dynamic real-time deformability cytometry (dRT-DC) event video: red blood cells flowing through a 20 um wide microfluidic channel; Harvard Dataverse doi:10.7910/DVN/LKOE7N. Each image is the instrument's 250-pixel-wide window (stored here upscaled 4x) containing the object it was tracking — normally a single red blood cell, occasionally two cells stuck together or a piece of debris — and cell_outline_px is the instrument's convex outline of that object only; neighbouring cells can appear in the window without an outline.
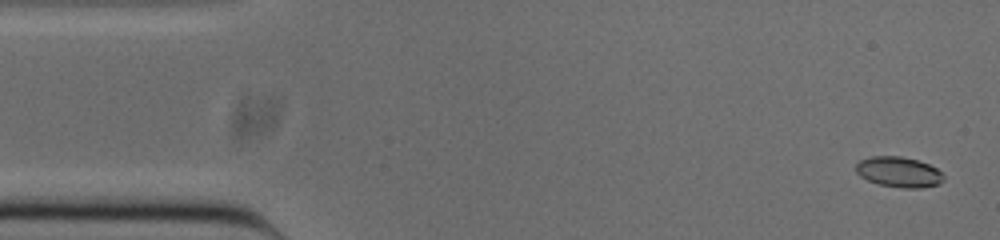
{"species": "common noctule bat (a hibernating species)", "species_latin": "Nyctalus noctula", "temperature_condition": "cold", "stored_images_in_passage": 52, "camera_frame_rate_fps": 3000, "um_per_image_px": 0.085, "animal": {"sex": "male", "body_mass_g": 20.0, "forearm_length_mm": 53.3}, "frame": {"image": 1, "passage_image": 2, "time_ms": 0.333, "image_size_px": [1000, 240], "cell_outline_px": [[944, 180], [940, 184], [920, 188], [904, 188], [880, 184], [868, 180], [860, 176], [856, 172], [856, 164], [860, 160], [872, 156], [900, 156], [916, 160], [928, 164], [936, 168], [944, 176]], "centroid_in_image_um": [76.4, 14.62], "position_along_channel_um": 8.6, "area_um2": 15.43}}
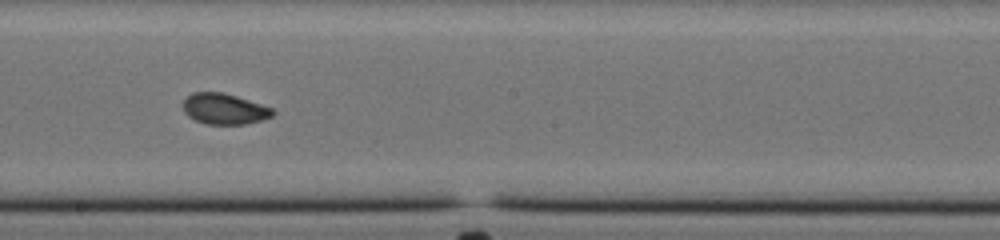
{"frame": {"image": 2, "passage_image": 28, "time_ms": 9.0, "image_size_px": [1000, 240], "cell_outline_px": [[276, 112], [272, 116], [260, 120], [244, 124], [208, 124], [196, 120], [188, 116], [184, 112], [184, 100], [192, 92], [224, 92], [272, 108]], "centroid_in_image_um": [19.06, 9.25], "position_along_channel_um": 229.1, "area_um2": 15.9}}
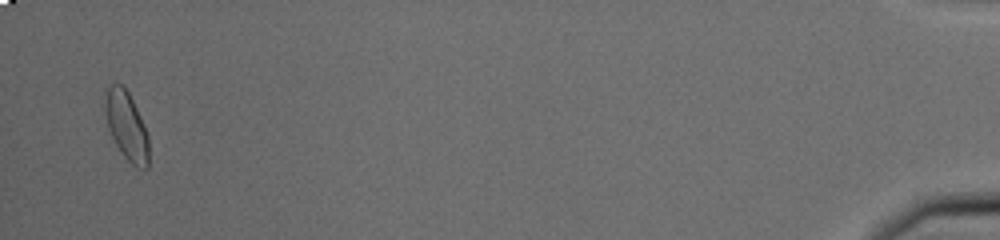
{"frame": {"image": 3, "passage_image": 51, "time_ms": 16.667, "image_size_px": [1000, 240], "cell_outline_px": [[148, 168], [136, 168], [124, 156], [116, 144], [108, 128], [104, 108], [104, 104], [108, 88], [112, 84], [120, 84], [128, 92], [144, 124], [148, 136]], "centroid_in_image_um": [10.76, 10.72], "position_along_channel_um": 424.4, "area_um2": 17.11}, "authors_computed_cell_mechanics": {"area_um2": 16.2707, "velocity_mm_per_s": 3.8348, "shape_relaxation_time_tau1_ms": 4.7976, "shape_relaxation_time_tau2_ms": 1.0911, "deformation_change_tau1": 0.1451, "deformation_change_tau2": 0.0425}}